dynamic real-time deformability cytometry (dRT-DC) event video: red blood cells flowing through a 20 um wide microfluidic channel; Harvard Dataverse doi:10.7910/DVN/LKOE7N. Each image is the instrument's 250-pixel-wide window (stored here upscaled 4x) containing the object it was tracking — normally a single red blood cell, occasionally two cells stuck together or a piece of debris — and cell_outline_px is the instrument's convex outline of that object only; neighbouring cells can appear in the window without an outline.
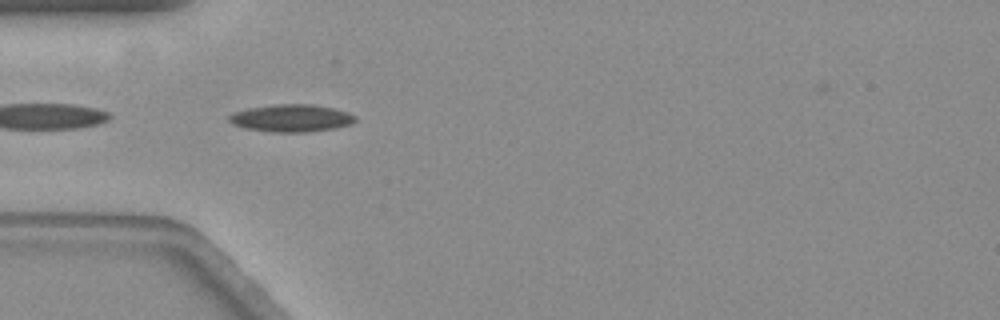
{"species": "common noctule bat (a hibernating species)", "species_latin": "Nyctalus noctula", "temperature_condition": "warm", "stored_images_in_passage": 34, "camera_frame_rate_fps": 3000, "um_per_image_px": 0.085, "animal": {"sex": "female", "body_mass_g": 19.3, "forearm_length_mm": 54.1}, "frame": {"image": 1, "passage_image": 1, "time_ms": 0.0, "image_size_px": [1000, 320], "cell_outline_px": [[356, 120], [352, 124], [336, 128], [308, 132], [268, 132], [244, 128], [232, 124], [228, 120], [228, 116], [236, 112], [248, 108], [276, 104], [312, 104], [332, 108], [348, 112], [356, 116]], "centroid_in_image_um": [24.77, 10.05], "position_along_channel_um": 60.2, "area_um2": 20.29}}
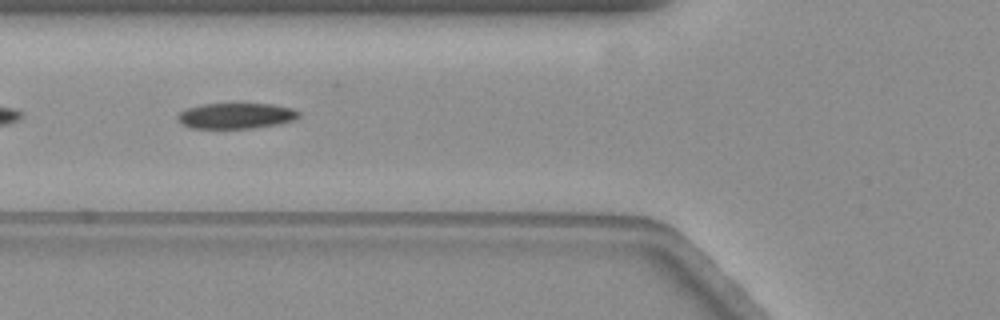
{"frame": {"image": 2, "passage_image": 5, "time_ms": 1.333, "image_size_px": [1000, 320], "cell_outline_px": [[300, 116], [292, 120], [280, 124], [256, 128], [188, 128], [180, 124], [176, 120], [176, 116], [180, 112], [188, 108], [204, 104], [272, 104], [292, 108], [300, 112]], "centroid_in_image_um": [20.04, 9.85], "position_along_channel_um": 105.8, "area_um2": 18.26}, "authors_computed_cell_mechanics": {"area_um2": 18.5827, "velocity_mm_per_s": 3.5393, "shape_relaxation_time_tau1_ms": 5.3708, "shape_relaxation_time_tau2_ms": 2.8859, "deformation_change_tau1": 0.1817, "deformation_change_tau2": 0.0876}}